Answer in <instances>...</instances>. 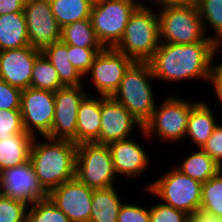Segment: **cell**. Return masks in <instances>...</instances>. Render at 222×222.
Returning <instances> with one entry per match:
<instances>
[{
  "mask_svg": "<svg viewBox=\"0 0 222 222\" xmlns=\"http://www.w3.org/2000/svg\"><path fill=\"white\" fill-rule=\"evenodd\" d=\"M218 47L215 41L160 43L149 63L155 79L161 82L179 83L187 79L209 82Z\"/></svg>",
  "mask_w": 222,
  "mask_h": 222,
  "instance_id": "6da1fadb",
  "label": "cell"
},
{
  "mask_svg": "<svg viewBox=\"0 0 222 222\" xmlns=\"http://www.w3.org/2000/svg\"><path fill=\"white\" fill-rule=\"evenodd\" d=\"M77 146L71 140L34 138L29 160L48 193L75 177Z\"/></svg>",
  "mask_w": 222,
  "mask_h": 222,
  "instance_id": "7a4b0ae2",
  "label": "cell"
},
{
  "mask_svg": "<svg viewBox=\"0 0 222 222\" xmlns=\"http://www.w3.org/2000/svg\"><path fill=\"white\" fill-rule=\"evenodd\" d=\"M156 80L149 62H134L111 96L144 125L157 106L151 81Z\"/></svg>",
  "mask_w": 222,
  "mask_h": 222,
  "instance_id": "3957f363",
  "label": "cell"
},
{
  "mask_svg": "<svg viewBox=\"0 0 222 222\" xmlns=\"http://www.w3.org/2000/svg\"><path fill=\"white\" fill-rule=\"evenodd\" d=\"M158 14L150 9H134L124 35L114 47L134 62H149L159 47Z\"/></svg>",
  "mask_w": 222,
  "mask_h": 222,
  "instance_id": "277c9868",
  "label": "cell"
},
{
  "mask_svg": "<svg viewBox=\"0 0 222 222\" xmlns=\"http://www.w3.org/2000/svg\"><path fill=\"white\" fill-rule=\"evenodd\" d=\"M176 94L166 97L155 107L152 116L139 131L143 137L148 139L155 133L162 142L178 143L185 140L189 114L199 101L178 98Z\"/></svg>",
  "mask_w": 222,
  "mask_h": 222,
  "instance_id": "5b68a950",
  "label": "cell"
},
{
  "mask_svg": "<svg viewBox=\"0 0 222 222\" xmlns=\"http://www.w3.org/2000/svg\"><path fill=\"white\" fill-rule=\"evenodd\" d=\"M160 43L190 44L214 41L206 37L196 5H166L158 10Z\"/></svg>",
  "mask_w": 222,
  "mask_h": 222,
  "instance_id": "8992f818",
  "label": "cell"
},
{
  "mask_svg": "<svg viewBox=\"0 0 222 222\" xmlns=\"http://www.w3.org/2000/svg\"><path fill=\"white\" fill-rule=\"evenodd\" d=\"M144 188L162 203L184 211L191 217L200 210L202 183L183 174L176 167L167 170Z\"/></svg>",
  "mask_w": 222,
  "mask_h": 222,
  "instance_id": "52a82bcc",
  "label": "cell"
},
{
  "mask_svg": "<svg viewBox=\"0 0 222 222\" xmlns=\"http://www.w3.org/2000/svg\"><path fill=\"white\" fill-rule=\"evenodd\" d=\"M75 177L93 189L113 187L118 179L108 145L95 142L78 144Z\"/></svg>",
  "mask_w": 222,
  "mask_h": 222,
  "instance_id": "ba28073f",
  "label": "cell"
},
{
  "mask_svg": "<svg viewBox=\"0 0 222 222\" xmlns=\"http://www.w3.org/2000/svg\"><path fill=\"white\" fill-rule=\"evenodd\" d=\"M134 9L131 0H101L93 4L91 25L104 47H115L119 43Z\"/></svg>",
  "mask_w": 222,
  "mask_h": 222,
  "instance_id": "9c48e42d",
  "label": "cell"
},
{
  "mask_svg": "<svg viewBox=\"0 0 222 222\" xmlns=\"http://www.w3.org/2000/svg\"><path fill=\"white\" fill-rule=\"evenodd\" d=\"M134 61L114 47H105L95 56L90 70L86 74L99 96H112L121 80Z\"/></svg>",
  "mask_w": 222,
  "mask_h": 222,
  "instance_id": "30bf717a",
  "label": "cell"
},
{
  "mask_svg": "<svg viewBox=\"0 0 222 222\" xmlns=\"http://www.w3.org/2000/svg\"><path fill=\"white\" fill-rule=\"evenodd\" d=\"M20 110L28 134L47 136L51 132L55 113L54 92L33 87L22 90Z\"/></svg>",
  "mask_w": 222,
  "mask_h": 222,
  "instance_id": "8fae6325",
  "label": "cell"
},
{
  "mask_svg": "<svg viewBox=\"0 0 222 222\" xmlns=\"http://www.w3.org/2000/svg\"><path fill=\"white\" fill-rule=\"evenodd\" d=\"M83 85L64 86L54 92L55 113L51 139L71 140L77 144V116L81 101L88 94Z\"/></svg>",
  "mask_w": 222,
  "mask_h": 222,
  "instance_id": "7c38bea8",
  "label": "cell"
},
{
  "mask_svg": "<svg viewBox=\"0 0 222 222\" xmlns=\"http://www.w3.org/2000/svg\"><path fill=\"white\" fill-rule=\"evenodd\" d=\"M0 194L29 206L48 199V192L41 185L30 160L0 171Z\"/></svg>",
  "mask_w": 222,
  "mask_h": 222,
  "instance_id": "4fadbf2b",
  "label": "cell"
},
{
  "mask_svg": "<svg viewBox=\"0 0 222 222\" xmlns=\"http://www.w3.org/2000/svg\"><path fill=\"white\" fill-rule=\"evenodd\" d=\"M23 12L30 46L42 51L61 41L62 28L52 13L49 0H26Z\"/></svg>",
  "mask_w": 222,
  "mask_h": 222,
  "instance_id": "5bb4252c",
  "label": "cell"
},
{
  "mask_svg": "<svg viewBox=\"0 0 222 222\" xmlns=\"http://www.w3.org/2000/svg\"><path fill=\"white\" fill-rule=\"evenodd\" d=\"M93 188L76 177L64 182L48 193L51 202L60 209L70 222H89Z\"/></svg>",
  "mask_w": 222,
  "mask_h": 222,
  "instance_id": "9a60e30c",
  "label": "cell"
},
{
  "mask_svg": "<svg viewBox=\"0 0 222 222\" xmlns=\"http://www.w3.org/2000/svg\"><path fill=\"white\" fill-rule=\"evenodd\" d=\"M143 129V125L111 96H101V127L95 143L108 145L132 136L133 128Z\"/></svg>",
  "mask_w": 222,
  "mask_h": 222,
  "instance_id": "2e32d148",
  "label": "cell"
},
{
  "mask_svg": "<svg viewBox=\"0 0 222 222\" xmlns=\"http://www.w3.org/2000/svg\"><path fill=\"white\" fill-rule=\"evenodd\" d=\"M41 50L32 46L0 51V79L24 90L31 85V75Z\"/></svg>",
  "mask_w": 222,
  "mask_h": 222,
  "instance_id": "e0dca14e",
  "label": "cell"
},
{
  "mask_svg": "<svg viewBox=\"0 0 222 222\" xmlns=\"http://www.w3.org/2000/svg\"><path fill=\"white\" fill-rule=\"evenodd\" d=\"M135 141L131 137L108 144L117 177L138 178L148 169L149 154Z\"/></svg>",
  "mask_w": 222,
  "mask_h": 222,
  "instance_id": "ac0fdd59",
  "label": "cell"
},
{
  "mask_svg": "<svg viewBox=\"0 0 222 222\" xmlns=\"http://www.w3.org/2000/svg\"><path fill=\"white\" fill-rule=\"evenodd\" d=\"M101 127V96L89 92L81 101L77 116V144L94 142Z\"/></svg>",
  "mask_w": 222,
  "mask_h": 222,
  "instance_id": "d6986e66",
  "label": "cell"
},
{
  "mask_svg": "<svg viewBox=\"0 0 222 222\" xmlns=\"http://www.w3.org/2000/svg\"><path fill=\"white\" fill-rule=\"evenodd\" d=\"M206 101L200 100L192 109L188 117L187 138L198 149L202 148L210 138L218 122L215 113ZM187 137V138H186Z\"/></svg>",
  "mask_w": 222,
  "mask_h": 222,
  "instance_id": "ffe728a7",
  "label": "cell"
},
{
  "mask_svg": "<svg viewBox=\"0 0 222 222\" xmlns=\"http://www.w3.org/2000/svg\"><path fill=\"white\" fill-rule=\"evenodd\" d=\"M29 45L24 12L0 15V51Z\"/></svg>",
  "mask_w": 222,
  "mask_h": 222,
  "instance_id": "44dd1931",
  "label": "cell"
},
{
  "mask_svg": "<svg viewBox=\"0 0 222 222\" xmlns=\"http://www.w3.org/2000/svg\"><path fill=\"white\" fill-rule=\"evenodd\" d=\"M34 136L17 133L0 140V171L21 165L30 159Z\"/></svg>",
  "mask_w": 222,
  "mask_h": 222,
  "instance_id": "7402d4cb",
  "label": "cell"
},
{
  "mask_svg": "<svg viewBox=\"0 0 222 222\" xmlns=\"http://www.w3.org/2000/svg\"><path fill=\"white\" fill-rule=\"evenodd\" d=\"M120 196L115 186L93 189L89 222H117L124 203Z\"/></svg>",
  "mask_w": 222,
  "mask_h": 222,
  "instance_id": "603a6c76",
  "label": "cell"
},
{
  "mask_svg": "<svg viewBox=\"0 0 222 222\" xmlns=\"http://www.w3.org/2000/svg\"><path fill=\"white\" fill-rule=\"evenodd\" d=\"M58 72L63 86H79L83 76L69 61L68 45L62 41L50 44L41 51Z\"/></svg>",
  "mask_w": 222,
  "mask_h": 222,
  "instance_id": "cb8c5ba5",
  "label": "cell"
},
{
  "mask_svg": "<svg viewBox=\"0 0 222 222\" xmlns=\"http://www.w3.org/2000/svg\"><path fill=\"white\" fill-rule=\"evenodd\" d=\"M178 164L175 166L178 170L202 184L222 169L200 148L186 156L185 159L183 158V161Z\"/></svg>",
  "mask_w": 222,
  "mask_h": 222,
  "instance_id": "d4e9b609",
  "label": "cell"
},
{
  "mask_svg": "<svg viewBox=\"0 0 222 222\" xmlns=\"http://www.w3.org/2000/svg\"><path fill=\"white\" fill-rule=\"evenodd\" d=\"M51 10L59 26L90 19L93 7L91 0H49Z\"/></svg>",
  "mask_w": 222,
  "mask_h": 222,
  "instance_id": "484cf974",
  "label": "cell"
},
{
  "mask_svg": "<svg viewBox=\"0 0 222 222\" xmlns=\"http://www.w3.org/2000/svg\"><path fill=\"white\" fill-rule=\"evenodd\" d=\"M61 41L76 47L105 48L99 41L90 19L65 25L61 30Z\"/></svg>",
  "mask_w": 222,
  "mask_h": 222,
  "instance_id": "4316f807",
  "label": "cell"
},
{
  "mask_svg": "<svg viewBox=\"0 0 222 222\" xmlns=\"http://www.w3.org/2000/svg\"><path fill=\"white\" fill-rule=\"evenodd\" d=\"M30 87L52 92L64 87L59 80L57 70L42 52L35 60Z\"/></svg>",
  "mask_w": 222,
  "mask_h": 222,
  "instance_id": "83f0119b",
  "label": "cell"
},
{
  "mask_svg": "<svg viewBox=\"0 0 222 222\" xmlns=\"http://www.w3.org/2000/svg\"><path fill=\"white\" fill-rule=\"evenodd\" d=\"M196 6L206 35L208 36L206 27H211L213 35L210 37L222 46V0H198Z\"/></svg>",
  "mask_w": 222,
  "mask_h": 222,
  "instance_id": "f1b7e54d",
  "label": "cell"
},
{
  "mask_svg": "<svg viewBox=\"0 0 222 222\" xmlns=\"http://www.w3.org/2000/svg\"><path fill=\"white\" fill-rule=\"evenodd\" d=\"M200 211L215 217L222 215V169L202 184Z\"/></svg>",
  "mask_w": 222,
  "mask_h": 222,
  "instance_id": "f546056e",
  "label": "cell"
},
{
  "mask_svg": "<svg viewBox=\"0 0 222 222\" xmlns=\"http://www.w3.org/2000/svg\"><path fill=\"white\" fill-rule=\"evenodd\" d=\"M30 206L27 211V222H70L69 218L49 198L37 201Z\"/></svg>",
  "mask_w": 222,
  "mask_h": 222,
  "instance_id": "4dcf8cb0",
  "label": "cell"
},
{
  "mask_svg": "<svg viewBox=\"0 0 222 222\" xmlns=\"http://www.w3.org/2000/svg\"><path fill=\"white\" fill-rule=\"evenodd\" d=\"M29 205L0 194V222H27Z\"/></svg>",
  "mask_w": 222,
  "mask_h": 222,
  "instance_id": "1f68e13d",
  "label": "cell"
},
{
  "mask_svg": "<svg viewBox=\"0 0 222 222\" xmlns=\"http://www.w3.org/2000/svg\"><path fill=\"white\" fill-rule=\"evenodd\" d=\"M104 48H83L68 45L69 61L85 78L98 52Z\"/></svg>",
  "mask_w": 222,
  "mask_h": 222,
  "instance_id": "d6a6232c",
  "label": "cell"
},
{
  "mask_svg": "<svg viewBox=\"0 0 222 222\" xmlns=\"http://www.w3.org/2000/svg\"><path fill=\"white\" fill-rule=\"evenodd\" d=\"M150 222H191V216L164 203H155L149 208Z\"/></svg>",
  "mask_w": 222,
  "mask_h": 222,
  "instance_id": "836d02e7",
  "label": "cell"
},
{
  "mask_svg": "<svg viewBox=\"0 0 222 222\" xmlns=\"http://www.w3.org/2000/svg\"><path fill=\"white\" fill-rule=\"evenodd\" d=\"M17 133H27L23 126L21 110H0V140Z\"/></svg>",
  "mask_w": 222,
  "mask_h": 222,
  "instance_id": "e575fe53",
  "label": "cell"
},
{
  "mask_svg": "<svg viewBox=\"0 0 222 222\" xmlns=\"http://www.w3.org/2000/svg\"><path fill=\"white\" fill-rule=\"evenodd\" d=\"M22 90L0 79V110H20Z\"/></svg>",
  "mask_w": 222,
  "mask_h": 222,
  "instance_id": "d590c367",
  "label": "cell"
},
{
  "mask_svg": "<svg viewBox=\"0 0 222 222\" xmlns=\"http://www.w3.org/2000/svg\"><path fill=\"white\" fill-rule=\"evenodd\" d=\"M117 222H150L149 207L140 206L138 203L137 205L123 203Z\"/></svg>",
  "mask_w": 222,
  "mask_h": 222,
  "instance_id": "8d00e7d4",
  "label": "cell"
},
{
  "mask_svg": "<svg viewBox=\"0 0 222 222\" xmlns=\"http://www.w3.org/2000/svg\"><path fill=\"white\" fill-rule=\"evenodd\" d=\"M201 149L222 167V124L215 127L210 138Z\"/></svg>",
  "mask_w": 222,
  "mask_h": 222,
  "instance_id": "74e56055",
  "label": "cell"
},
{
  "mask_svg": "<svg viewBox=\"0 0 222 222\" xmlns=\"http://www.w3.org/2000/svg\"><path fill=\"white\" fill-rule=\"evenodd\" d=\"M222 49V46H219L218 49L215 52L213 61H212V67H211V76H210V81L211 85H213V92L215 93V97H217V100L222 106V63L217 64L214 63V59L216 57V54L218 55L217 52ZM222 58V57H221ZM215 64V65H214Z\"/></svg>",
  "mask_w": 222,
  "mask_h": 222,
  "instance_id": "f35d334b",
  "label": "cell"
},
{
  "mask_svg": "<svg viewBox=\"0 0 222 222\" xmlns=\"http://www.w3.org/2000/svg\"><path fill=\"white\" fill-rule=\"evenodd\" d=\"M26 0H0V15L23 12Z\"/></svg>",
  "mask_w": 222,
  "mask_h": 222,
  "instance_id": "ab89813d",
  "label": "cell"
},
{
  "mask_svg": "<svg viewBox=\"0 0 222 222\" xmlns=\"http://www.w3.org/2000/svg\"><path fill=\"white\" fill-rule=\"evenodd\" d=\"M191 222H219L217 217L198 211L194 216L191 217Z\"/></svg>",
  "mask_w": 222,
  "mask_h": 222,
  "instance_id": "60d3db41",
  "label": "cell"
},
{
  "mask_svg": "<svg viewBox=\"0 0 222 222\" xmlns=\"http://www.w3.org/2000/svg\"><path fill=\"white\" fill-rule=\"evenodd\" d=\"M132 3L134 4V7L136 9H150L149 5L143 3L142 1L139 0H131ZM148 1V0H147ZM153 5L156 6V8L162 9L165 6V0H149Z\"/></svg>",
  "mask_w": 222,
  "mask_h": 222,
  "instance_id": "b9f144b4",
  "label": "cell"
},
{
  "mask_svg": "<svg viewBox=\"0 0 222 222\" xmlns=\"http://www.w3.org/2000/svg\"><path fill=\"white\" fill-rule=\"evenodd\" d=\"M198 0H165L166 5H175V4H182V5H197Z\"/></svg>",
  "mask_w": 222,
  "mask_h": 222,
  "instance_id": "7bdbcfd3",
  "label": "cell"
},
{
  "mask_svg": "<svg viewBox=\"0 0 222 222\" xmlns=\"http://www.w3.org/2000/svg\"><path fill=\"white\" fill-rule=\"evenodd\" d=\"M217 219L219 222H222V215L218 216Z\"/></svg>",
  "mask_w": 222,
  "mask_h": 222,
  "instance_id": "ee69618b",
  "label": "cell"
},
{
  "mask_svg": "<svg viewBox=\"0 0 222 222\" xmlns=\"http://www.w3.org/2000/svg\"><path fill=\"white\" fill-rule=\"evenodd\" d=\"M93 3H95V2H98V1H101V0H91Z\"/></svg>",
  "mask_w": 222,
  "mask_h": 222,
  "instance_id": "f6af8a7d",
  "label": "cell"
}]
</instances>
